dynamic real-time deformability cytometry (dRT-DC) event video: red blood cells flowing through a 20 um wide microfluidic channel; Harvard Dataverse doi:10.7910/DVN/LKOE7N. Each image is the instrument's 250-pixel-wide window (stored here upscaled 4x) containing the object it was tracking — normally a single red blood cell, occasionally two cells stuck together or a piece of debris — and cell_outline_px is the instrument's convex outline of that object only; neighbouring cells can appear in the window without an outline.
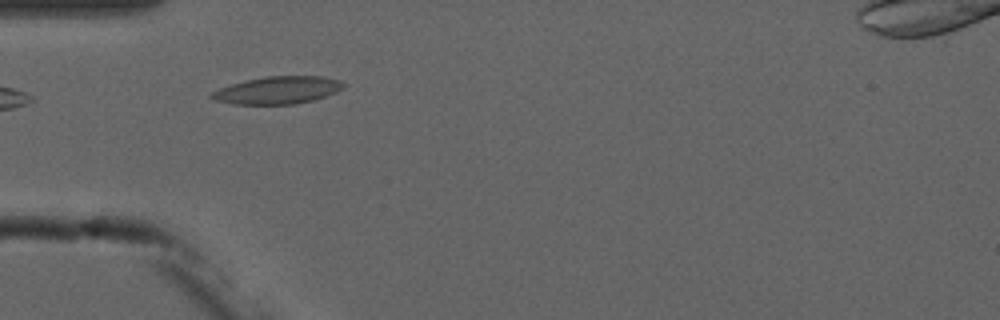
{"species": "common noctule bat (a hibernating species)", "species_latin": "Nyctalus noctula", "temperature_condition": "cold", "stored_images_in_passage": 3, "camera_frame_rate_fps": 3000, "um_per_image_px": 0.085, "animal": {"sex": "male", "forearm_length_mm": 52.5}, "frame": {"image": 1, "passage_image": 1, "time_ms": 0.0, "image_size_px": [1000, 320], "cell_outline_px": [[344, 88], [336, 92], [312, 100], [296, 104], [232, 104], [216, 100], [208, 96], [212, 92], [220, 88], [244, 80], [264, 76], [320, 76], [340, 80], [344, 84]], "centroid_in_image_um": [23.59, 7.66], "position_along_channel_um": 61.4, "area_um2": 21.04}}
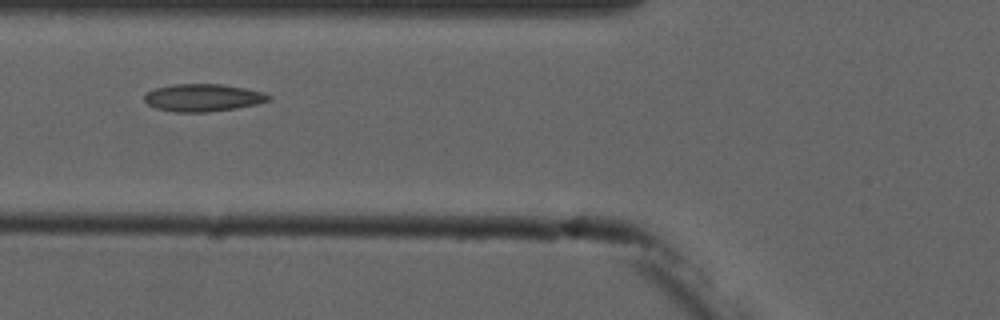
{"frame": {"image": 2, "passage_image": 2, "time_ms": 1.333, "image_size_px": [1000, 320], "cell_outline_px": [[272, 100], [256, 104], [236, 108], [208, 112], [176, 112], [156, 108], [148, 104], [144, 100], [144, 96], [148, 92], [156, 88], [172, 84], [220, 84], [244, 88], [264, 92], [272, 96]], "centroid_in_image_um": [17.28, 8.3], "position_along_channel_um": 108.5, "area_um2": 19.88}}
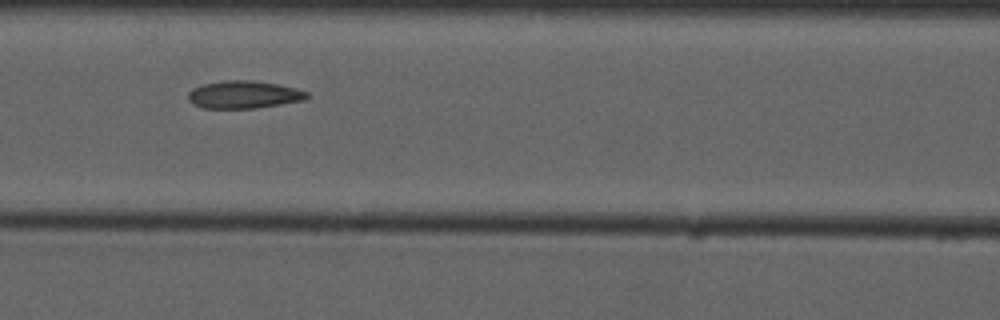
{"frame": {"image": 3, "passage_image": 3, "time_ms": 2.333, "image_size_px": [1000, 320], "cell_outline_px": [[308, 96], [304, 100], [256, 108], [204, 108], [192, 104], [188, 100], [188, 92], [192, 88], [200, 84], [224, 80], [252, 80], [276, 84], [296, 88], [308, 92]], "centroid_in_image_um": [20.67, 8.03], "position_along_channel_um": 145.9, "area_um2": 19.19}}